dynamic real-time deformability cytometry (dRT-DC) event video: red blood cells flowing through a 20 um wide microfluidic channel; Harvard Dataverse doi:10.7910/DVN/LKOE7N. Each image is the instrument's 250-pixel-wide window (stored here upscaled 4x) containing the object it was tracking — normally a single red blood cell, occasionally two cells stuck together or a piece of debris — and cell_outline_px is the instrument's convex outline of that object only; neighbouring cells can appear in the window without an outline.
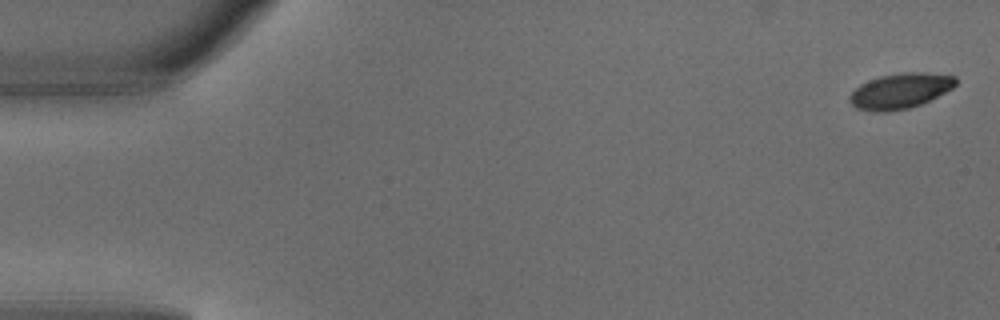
{"species": "common noctule bat (a hibernating species)", "species_latin": "Nyctalus noctula", "temperature_condition": "warm", "stored_images_in_passage": 5, "camera_frame_rate_fps": 3000, "um_per_image_px": 0.085, "animal": {"sex": "male", "body_mass_g": 18.8}, "frame": {"image": 1, "passage_image": 1, "time_ms": 0.0, "image_size_px": [1000, 320], "cell_outline_px": [[956, 84], [952, 88], [920, 104], [908, 108], [888, 112], [872, 112], [856, 108], [848, 100], [848, 96], [860, 84], [880, 76], [904, 72], [924, 72], [956, 76]], "centroid_in_image_um": [76.48, 7.73], "position_along_channel_um": 8.5, "area_um2": 21.73}}
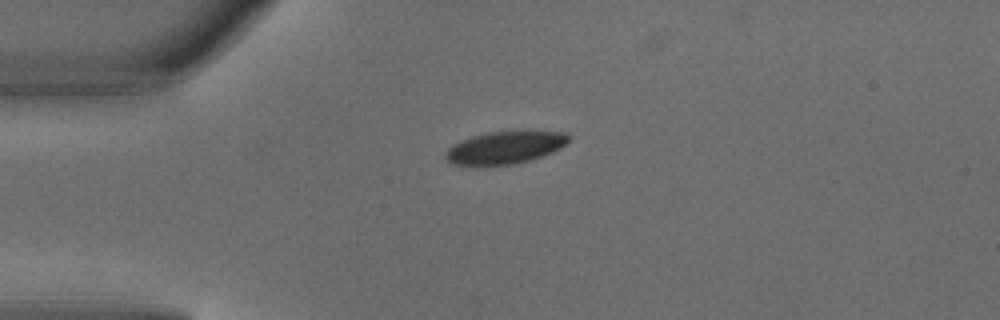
{"frame": {"image": 2, "passage_image": 4, "time_ms": 1.0, "image_size_px": [1000, 320], "cell_outline_px": [[568, 140], [560, 148], [552, 152], [528, 160], [512, 164], [452, 164], [444, 156], [444, 152], [452, 144], [460, 140], [472, 136], [488, 132], [564, 132], [568, 136]], "centroid_in_image_um": [42.86, 12.53], "position_along_channel_um": 42.1, "area_um2": 22.54}}
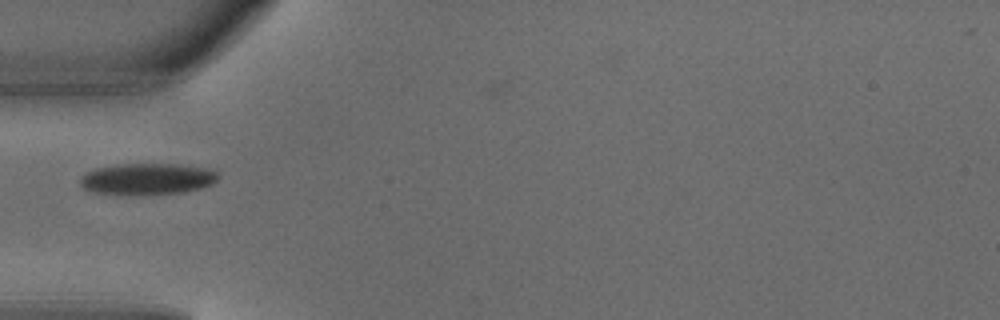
{"frame": {"image": 3, "passage_image": 5, "time_ms": 1.333, "image_size_px": [1000, 320], "cell_outline_px": [[220, 176], [212, 184], [200, 188], [184, 192], [136, 196], [132, 196], [88, 192], [80, 184], [80, 176], [96, 168], [116, 164], [180, 164], [204, 168], [216, 172]], "centroid_in_image_um": [12.46, 15.23], "position_along_channel_um": 72.5, "area_um2": 25.72}}